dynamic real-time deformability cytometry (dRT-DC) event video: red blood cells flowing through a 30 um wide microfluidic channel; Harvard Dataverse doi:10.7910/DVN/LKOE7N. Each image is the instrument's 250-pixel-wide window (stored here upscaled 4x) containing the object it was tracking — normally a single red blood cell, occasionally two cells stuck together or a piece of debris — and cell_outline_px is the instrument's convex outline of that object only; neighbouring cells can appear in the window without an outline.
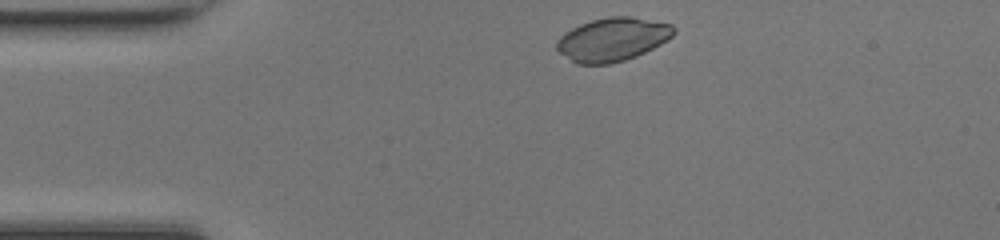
{"species": "common noctule bat (a hibernating species)", "species_latin": "Nyctalus noctula", "temperature_condition": "room temperature", "stored_images_in_passage": 32, "camera_frame_rate_fps": 3000, "um_per_image_px": 0.085, "animal": {"sex": "female", "body_mass_g": 17.0, "forearm_length_mm": 48.0}, "frame": {"image": 1, "passage_image": 1, "time_ms": 0.0, "image_size_px": [1000, 240], "cell_outline_px": [[676, 32], [668, 40], [636, 56], [624, 60], [608, 64], [576, 64], [560, 52], [556, 48], [556, 40], [564, 32], [580, 24], [592, 20], [608, 16], [632, 16], [672, 24], [676, 28]], "centroid_in_image_um": [52.07, 3.34], "position_along_channel_um": 32.9, "area_um2": 29.71}}
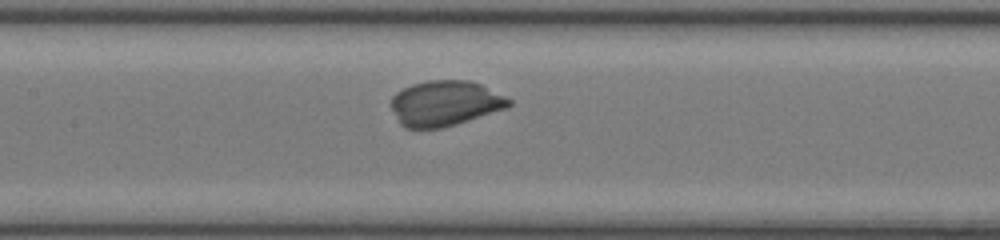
{"frame": {"image": 2, "passage_image": 14, "time_ms": 4.333, "image_size_px": [1000, 240], "cell_outline_px": [[512, 104], [504, 108], [456, 124], [440, 128], [404, 128], [400, 124], [388, 104], [392, 96], [396, 92], [412, 84], [428, 80], [468, 80], [480, 84], [512, 100]], "centroid_in_image_um": [37.75, 8.77], "position_along_channel_um": 169.6, "area_um2": 30.98}}
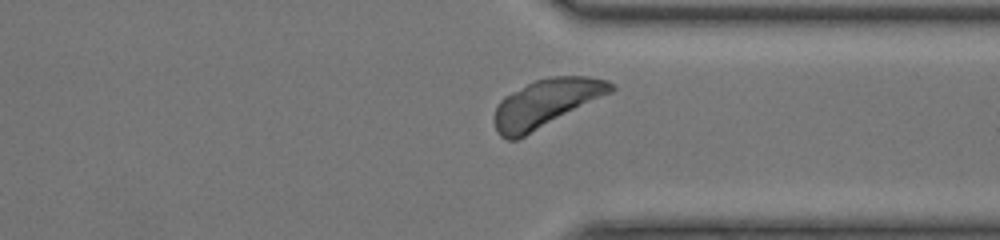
{"frame": {"image": 3, "passage_image": 28, "time_ms": 9.0, "image_size_px": [1000, 240], "cell_outline_px": [[616, 88], [612, 92], [516, 140], [508, 140], [500, 136], [496, 132], [492, 120], [496, 104], [504, 96], [536, 80], [548, 76], [588, 76], [608, 80], [616, 84]], "centroid_in_image_um": [46.39, 8.76], "position_along_channel_um": 365.0, "area_um2": 32.54}}